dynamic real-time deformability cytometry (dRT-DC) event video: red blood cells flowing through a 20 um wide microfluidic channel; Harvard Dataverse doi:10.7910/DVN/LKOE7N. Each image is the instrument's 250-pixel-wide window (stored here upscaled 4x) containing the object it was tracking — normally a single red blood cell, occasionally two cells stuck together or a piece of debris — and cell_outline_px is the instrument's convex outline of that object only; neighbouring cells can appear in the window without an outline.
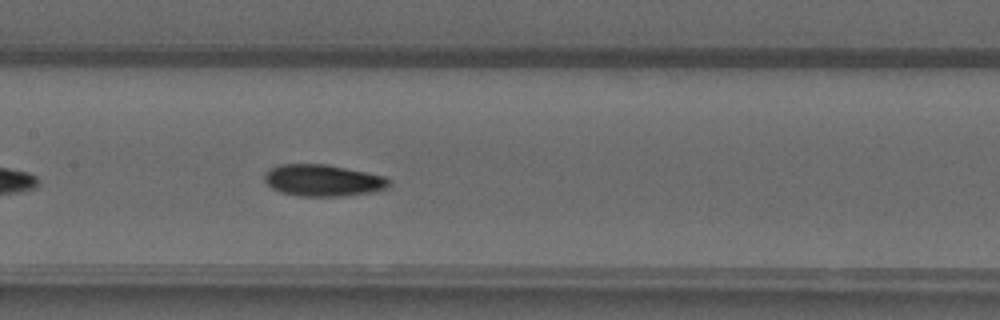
{"species": "common noctule bat (a hibernating species)", "species_latin": "Nyctalus noctula", "temperature_condition": "warm", "stored_images_in_passage": 36, "camera_frame_rate_fps": 3000, "um_per_image_px": 0.085, "animal": {"sex": "male", "forearm_length_mm": 52.5}, "frame": {"image": 1, "passage_image": 11, "time_ms": 3.333, "image_size_px": [1000, 320], "cell_outline_px": [[392, 184], [384, 188], [372, 192], [344, 196], [300, 196], [280, 192], [272, 188], [264, 180], [264, 172], [280, 164], [324, 164], [384, 176]], "centroid_in_image_um": [27.41, 15.34], "position_along_channel_um": 180.0, "area_um2": 22.77}}
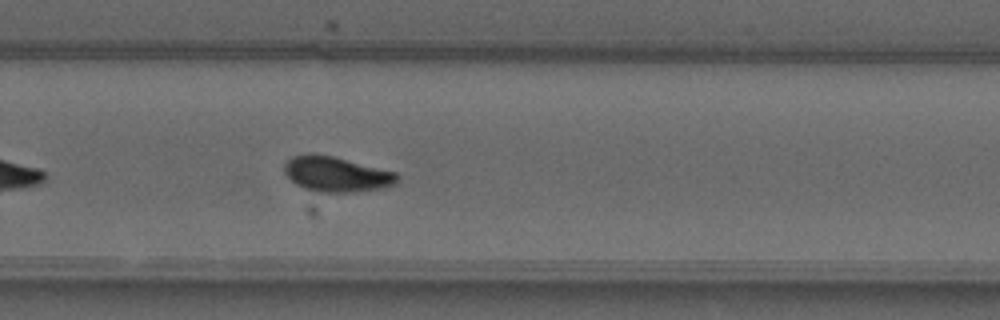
{"frame": {"image": 2, "passage_image": 20, "time_ms": 6.333, "image_size_px": [1000, 320], "cell_outline_px": [[400, 180], [396, 184], [388, 188], [356, 192], [316, 192], [304, 188], [296, 184], [284, 172], [284, 164], [292, 156], [308, 152], [312, 152], [332, 156], [396, 172], [400, 176]], "centroid_in_image_um": [28.63, 14.81], "position_along_channel_um": 301.2, "area_um2": 23.52}}
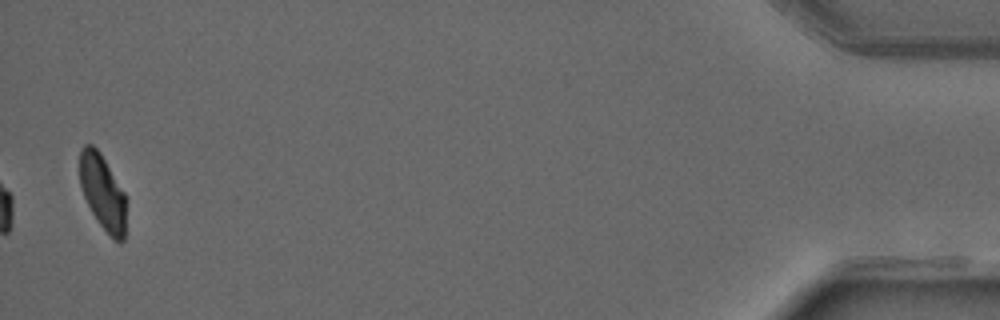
{"frame": {"image": 3, "passage_image": 36, "time_ms": 11.667, "image_size_px": [1000, 320], "cell_outline_px": [[124, 240], [120, 244], [112, 240], [100, 224], [92, 212], [84, 196], [80, 184], [80, 148], [84, 144], [92, 144], [100, 152], [124, 192]], "centroid_in_image_um": [8.7, 16.34], "position_along_channel_um": 426.5, "area_um2": 20.06}, "authors_computed_cell_mechanics": {"area_um2": 22.2819, "velocity_mm_per_s": 4.0624, "shape_relaxation_time_tau1_ms": 3.7264, "shape_relaxation_time_tau2_ms": 3.6701, "deformation_change_tau1": 0.1474, "deformation_change_tau2": 0.0727}}